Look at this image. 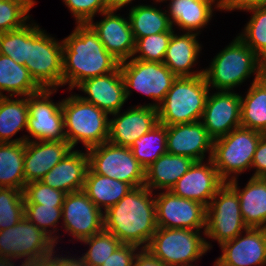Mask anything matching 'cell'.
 Masks as SVG:
<instances>
[{
    "label": "cell",
    "instance_id": "4dcf8cb0",
    "mask_svg": "<svg viewBox=\"0 0 266 266\" xmlns=\"http://www.w3.org/2000/svg\"><path fill=\"white\" fill-rule=\"evenodd\" d=\"M41 89L23 64L0 54V97L6 96L4 91L14 98L28 97Z\"/></svg>",
    "mask_w": 266,
    "mask_h": 266
},
{
    "label": "cell",
    "instance_id": "f1b7e54d",
    "mask_svg": "<svg viewBox=\"0 0 266 266\" xmlns=\"http://www.w3.org/2000/svg\"><path fill=\"white\" fill-rule=\"evenodd\" d=\"M131 189L133 187L130 184L96 174L89 167L82 191L101 211L105 212L118 203Z\"/></svg>",
    "mask_w": 266,
    "mask_h": 266
},
{
    "label": "cell",
    "instance_id": "f6af8a7d",
    "mask_svg": "<svg viewBox=\"0 0 266 266\" xmlns=\"http://www.w3.org/2000/svg\"><path fill=\"white\" fill-rule=\"evenodd\" d=\"M138 246L121 244L101 266H132Z\"/></svg>",
    "mask_w": 266,
    "mask_h": 266
},
{
    "label": "cell",
    "instance_id": "d4e9b609",
    "mask_svg": "<svg viewBox=\"0 0 266 266\" xmlns=\"http://www.w3.org/2000/svg\"><path fill=\"white\" fill-rule=\"evenodd\" d=\"M239 196L243 221L248 228H266V178L252 177L243 189L238 180L227 182Z\"/></svg>",
    "mask_w": 266,
    "mask_h": 266
},
{
    "label": "cell",
    "instance_id": "ee69618b",
    "mask_svg": "<svg viewBox=\"0 0 266 266\" xmlns=\"http://www.w3.org/2000/svg\"><path fill=\"white\" fill-rule=\"evenodd\" d=\"M76 19V24H87L95 17L110 9L108 0H63Z\"/></svg>",
    "mask_w": 266,
    "mask_h": 266
},
{
    "label": "cell",
    "instance_id": "5bb4252c",
    "mask_svg": "<svg viewBox=\"0 0 266 266\" xmlns=\"http://www.w3.org/2000/svg\"><path fill=\"white\" fill-rule=\"evenodd\" d=\"M156 221L161 228L201 230L206 228V206L195 200L163 191L155 195Z\"/></svg>",
    "mask_w": 266,
    "mask_h": 266
},
{
    "label": "cell",
    "instance_id": "ac0fdd59",
    "mask_svg": "<svg viewBox=\"0 0 266 266\" xmlns=\"http://www.w3.org/2000/svg\"><path fill=\"white\" fill-rule=\"evenodd\" d=\"M112 114L109 119L108 142L123 147H130L142 135L148 133L158 123V110L150 105H137L124 113Z\"/></svg>",
    "mask_w": 266,
    "mask_h": 266
},
{
    "label": "cell",
    "instance_id": "ba28073f",
    "mask_svg": "<svg viewBox=\"0 0 266 266\" xmlns=\"http://www.w3.org/2000/svg\"><path fill=\"white\" fill-rule=\"evenodd\" d=\"M200 232L158 227L146 249L168 266H195L192 263L212 247L210 242L200 236Z\"/></svg>",
    "mask_w": 266,
    "mask_h": 266
},
{
    "label": "cell",
    "instance_id": "e0dca14e",
    "mask_svg": "<svg viewBox=\"0 0 266 266\" xmlns=\"http://www.w3.org/2000/svg\"><path fill=\"white\" fill-rule=\"evenodd\" d=\"M244 234L220 245L222 255L214 266L266 265V228H247Z\"/></svg>",
    "mask_w": 266,
    "mask_h": 266
},
{
    "label": "cell",
    "instance_id": "9a60e30c",
    "mask_svg": "<svg viewBox=\"0 0 266 266\" xmlns=\"http://www.w3.org/2000/svg\"><path fill=\"white\" fill-rule=\"evenodd\" d=\"M62 219L65 232H69L76 241H82L104 229V212L82 190L65 195Z\"/></svg>",
    "mask_w": 266,
    "mask_h": 266
},
{
    "label": "cell",
    "instance_id": "f5cc1de1",
    "mask_svg": "<svg viewBox=\"0 0 266 266\" xmlns=\"http://www.w3.org/2000/svg\"><path fill=\"white\" fill-rule=\"evenodd\" d=\"M133 0H108L110 8L121 9L123 6L132 3Z\"/></svg>",
    "mask_w": 266,
    "mask_h": 266
},
{
    "label": "cell",
    "instance_id": "8992f818",
    "mask_svg": "<svg viewBox=\"0 0 266 266\" xmlns=\"http://www.w3.org/2000/svg\"><path fill=\"white\" fill-rule=\"evenodd\" d=\"M263 60L238 36L219 52L204 70L207 84L218 91H233L252 74Z\"/></svg>",
    "mask_w": 266,
    "mask_h": 266
},
{
    "label": "cell",
    "instance_id": "c3c4849f",
    "mask_svg": "<svg viewBox=\"0 0 266 266\" xmlns=\"http://www.w3.org/2000/svg\"><path fill=\"white\" fill-rule=\"evenodd\" d=\"M132 266H168L157 259L148 249L139 248Z\"/></svg>",
    "mask_w": 266,
    "mask_h": 266
},
{
    "label": "cell",
    "instance_id": "4316f807",
    "mask_svg": "<svg viewBox=\"0 0 266 266\" xmlns=\"http://www.w3.org/2000/svg\"><path fill=\"white\" fill-rule=\"evenodd\" d=\"M165 2L168 0H164ZM168 17L172 26H178L182 31L199 34V29L210 22L217 0H169ZM216 1V2H215ZM214 3V4H213Z\"/></svg>",
    "mask_w": 266,
    "mask_h": 266
},
{
    "label": "cell",
    "instance_id": "cb8c5ba5",
    "mask_svg": "<svg viewBox=\"0 0 266 266\" xmlns=\"http://www.w3.org/2000/svg\"><path fill=\"white\" fill-rule=\"evenodd\" d=\"M88 168V153L72 149L40 181L66 194L81 191Z\"/></svg>",
    "mask_w": 266,
    "mask_h": 266
},
{
    "label": "cell",
    "instance_id": "30bf717a",
    "mask_svg": "<svg viewBox=\"0 0 266 266\" xmlns=\"http://www.w3.org/2000/svg\"><path fill=\"white\" fill-rule=\"evenodd\" d=\"M119 67L125 84L126 99L130 97L134 89L157 102L146 104L156 108L164 100L177 78L163 62L131 58L121 62Z\"/></svg>",
    "mask_w": 266,
    "mask_h": 266
},
{
    "label": "cell",
    "instance_id": "d6986e66",
    "mask_svg": "<svg viewBox=\"0 0 266 266\" xmlns=\"http://www.w3.org/2000/svg\"><path fill=\"white\" fill-rule=\"evenodd\" d=\"M117 10L110 8L100 14L104 16L103 20L95 23L91 20L88 24L98 34L105 49L121 63L132 58L135 38L128 17L116 15Z\"/></svg>",
    "mask_w": 266,
    "mask_h": 266
},
{
    "label": "cell",
    "instance_id": "2e32d148",
    "mask_svg": "<svg viewBox=\"0 0 266 266\" xmlns=\"http://www.w3.org/2000/svg\"><path fill=\"white\" fill-rule=\"evenodd\" d=\"M201 120L213 140L226 136L241 126V95L233 91L209 93Z\"/></svg>",
    "mask_w": 266,
    "mask_h": 266
},
{
    "label": "cell",
    "instance_id": "9c48e42d",
    "mask_svg": "<svg viewBox=\"0 0 266 266\" xmlns=\"http://www.w3.org/2000/svg\"><path fill=\"white\" fill-rule=\"evenodd\" d=\"M55 247L49 235L23 217L13 227L0 230V266L14 259H46Z\"/></svg>",
    "mask_w": 266,
    "mask_h": 266
},
{
    "label": "cell",
    "instance_id": "7a4b0ae2",
    "mask_svg": "<svg viewBox=\"0 0 266 266\" xmlns=\"http://www.w3.org/2000/svg\"><path fill=\"white\" fill-rule=\"evenodd\" d=\"M63 42V86L69 90L82 81L115 71L120 62L100 41L98 34L87 24H77Z\"/></svg>",
    "mask_w": 266,
    "mask_h": 266
},
{
    "label": "cell",
    "instance_id": "3957f363",
    "mask_svg": "<svg viewBox=\"0 0 266 266\" xmlns=\"http://www.w3.org/2000/svg\"><path fill=\"white\" fill-rule=\"evenodd\" d=\"M209 91L204 74L177 77L157 107L159 123L172 126L201 121Z\"/></svg>",
    "mask_w": 266,
    "mask_h": 266
},
{
    "label": "cell",
    "instance_id": "816d5d0a",
    "mask_svg": "<svg viewBox=\"0 0 266 266\" xmlns=\"http://www.w3.org/2000/svg\"><path fill=\"white\" fill-rule=\"evenodd\" d=\"M49 264H50V257L46 259L24 260L21 263V266H48ZM4 266H16V265H14V262H10Z\"/></svg>",
    "mask_w": 266,
    "mask_h": 266
},
{
    "label": "cell",
    "instance_id": "db71d44e",
    "mask_svg": "<svg viewBox=\"0 0 266 266\" xmlns=\"http://www.w3.org/2000/svg\"><path fill=\"white\" fill-rule=\"evenodd\" d=\"M154 1H156V2H159V3H160V2H163L164 0H154Z\"/></svg>",
    "mask_w": 266,
    "mask_h": 266
},
{
    "label": "cell",
    "instance_id": "7bdbcfd3",
    "mask_svg": "<svg viewBox=\"0 0 266 266\" xmlns=\"http://www.w3.org/2000/svg\"><path fill=\"white\" fill-rule=\"evenodd\" d=\"M0 54L25 65L27 59V24L23 28L0 33Z\"/></svg>",
    "mask_w": 266,
    "mask_h": 266
},
{
    "label": "cell",
    "instance_id": "d6a6232c",
    "mask_svg": "<svg viewBox=\"0 0 266 266\" xmlns=\"http://www.w3.org/2000/svg\"><path fill=\"white\" fill-rule=\"evenodd\" d=\"M24 142H0V188L24 190Z\"/></svg>",
    "mask_w": 266,
    "mask_h": 266
},
{
    "label": "cell",
    "instance_id": "d590c367",
    "mask_svg": "<svg viewBox=\"0 0 266 266\" xmlns=\"http://www.w3.org/2000/svg\"><path fill=\"white\" fill-rule=\"evenodd\" d=\"M247 12H252V17L238 37L263 61H266V6L253 8Z\"/></svg>",
    "mask_w": 266,
    "mask_h": 266
},
{
    "label": "cell",
    "instance_id": "7dc6e473",
    "mask_svg": "<svg viewBox=\"0 0 266 266\" xmlns=\"http://www.w3.org/2000/svg\"><path fill=\"white\" fill-rule=\"evenodd\" d=\"M251 168L256 169L252 177L266 178V134L260 138L254 153Z\"/></svg>",
    "mask_w": 266,
    "mask_h": 266
},
{
    "label": "cell",
    "instance_id": "1f68e13d",
    "mask_svg": "<svg viewBox=\"0 0 266 266\" xmlns=\"http://www.w3.org/2000/svg\"><path fill=\"white\" fill-rule=\"evenodd\" d=\"M151 5H135L129 10V22L135 41L138 38L166 31H175L166 10Z\"/></svg>",
    "mask_w": 266,
    "mask_h": 266
},
{
    "label": "cell",
    "instance_id": "60d3db41",
    "mask_svg": "<svg viewBox=\"0 0 266 266\" xmlns=\"http://www.w3.org/2000/svg\"><path fill=\"white\" fill-rule=\"evenodd\" d=\"M24 217L47 235H49L57 244L59 236H55V231H58L57 223L62 217V207L40 205V204H24ZM53 227V230L48 228Z\"/></svg>",
    "mask_w": 266,
    "mask_h": 266
},
{
    "label": "cell",
    "instance_id": "83f0119b",
    "mask_svg": "<svg viewBox=\"0 0 266 266\" xmlns=\"http://www.w3.org/2000/svg\"><path fill=\"white\" fill-rule=\"evenodd\" d=\"M195 161L187 156L165 153L145 169V186L170 191Z\"/></svg>",
    "mask_w": 266,
    "mask_h": 266
},
{
    "label": "cell",
    "instance_id": "b9f144b4",
    "mask_svg": "<svg viewBox=\"0 0 266 266\" xmlns=\"http://www.w3.org/2000/svg\"><path fill=\"white\" fill-rule=\"evenodd\" d=\"M24 204H40L62 207L66 193L45 185L41 181H32L25 184Z\"/></svg>",
    "mask_w": 266,
    "mask_h": 266
},
{
    "label": "cell",
    "instance_id": "8d00e7d4",
    "mask_svg": "<svg viewBox=\"0 0 266 266\" xmlns=\"http://www.w3.org/2000/svg\"><path fill=\"white\" fill-rule=\"evenodd\" d=\"M35 0H0V33L23 28Z\"/></svg>",
    "mask_w": 266,
    "mask_h": 266
},
{
    "label": "cell",
    "instance_id": "4fadbf2b",
    "mask_svg": "<svg viewBox=\"0 0 266 266\" xmlns=\"http://www.w3.org/2000/svg\"><path fill=\"white\" fill-rule=\"evenodd\" d=\"M56 89H44L28 96L27 131L35 141L66 140L62 101L54 103L50 96Z\"/></svg>",
    "mask_w": 266,
    "mask_h": 266
},
{
    "label": "cell",
    "instance_id": "8fae6325",
    "mask_svg": "<svg viewBox=\"0 0 266 266\" xmlns=\"http://www.w3.org/2000/svg\"><path fill=\"white\" fill-rule=\"evenodd\" d=\"M245 225L237 192L225 182L206 207V228L203 235L219 244L244 233Z\"/></svg>",
    "mask_w": 266,
    "mask_h": 266
},
{
    "label": "cell",
    "instance_id": "5b68a950",
    "mask_svg": "<svg viewBox=\"0 0 266 266\" xmlns=\"http://www.w3.org/2000/svg\"><path fill=\"white\" fill-rule=\"evenodd\" d=\"M44 89L63 86V42L34 23H27V59L24 65Z\"/></svg>",
    "mask_w": 266,
    "mask_h": 266
},
{
    "label": "cell",
    "instance_id": "6da1fadb",
    "mask_svg": "<svg viewBox=\"0 0 266 266\" xmlns=\"http://www.w3.org/2000/svg\"><path fill=\"white\" fill-rule=\"evenodd\" d=\"M152 192L145 185L131 189L104 212V229L123 244L146 248L158 228Z\"/></svg>",
    "mask_w": 266,
    "mask_h": 266
},
{
    "label": "cell",
    "instance_id": "bcb514c9",
    "mask_svg": "<svg viewBox=\"0 0 266 266\" xmlns=\"http://www.w3.org/2000/svg\"><path fill=\"white\" fill-rule=\"evenodd\" d=\"M266 6V0H217V7L221 10H243Z\"/></svg>",
    "mask_w": 266,
    "mask_h": 266
},
{
    "label": "cell",
    "instance_id": "44dd1931",
    "mask_svg": "<svg viewBox=\"0 0 266 266\" xmlns=\"http://www.w3.org/2000/svg\"><path fill=\"white\" fill-rule=\"evenodd\" d=\"M167 153L187 156L194 161H204L205 152L209 159L213 153V139L201 121L167 126Z\"/></svg>",
    "mask_w": 266,
    "mask_h": 266
},
{
    "label": "cell",
    "instance_id": "484cf974",
    "mask_svg": "<svg viewBox=\"0 0 266 266\" xmlns=\"http://www.w3.org/2000/svg\"><path fill=\"white\" fill-rule=\"evenodd\" d=\"M173 32L163 63L177 77L198 76L204 74V69L192 72V67L197 63L202 50L196 33L177 35ZM191 70V71H190Z\"/></svg>",
    "mask_w": 266,
    "mask_h": 266
},
{
    "label": "cell",
    "instance_id": "7402d4cb",
    "mask_svg": "<svg viewBox=\"0 0 266 266\" xmlns=\"http://www.w3.org/2000/svg\"><path fill=\"white\" fill-rule=\"evenodd\" d=\"M77 88L87 96L83 100L104 110L108 115L121 111L127 101L125 84L118 67L115 71L82 81Z\"/></svg>",
    "mask_w": 266,
    "mask_h": 266
},
{
    "label": "cell",
    "instance_id": "f546056e",
    "mask_svg": "<svg viewBox=\"0 0 266 266\" xmlns=\"http://www.w3.org/2000/svg\"><path fill=\"white\" fill-rule=\"evenodd\" d=\"M28 97L11 99L0 97V142L22 143L31 140L28 135L12 139L20 130L27 129ZM12 139V140H11Z\"/></svg>",
    "mask_w": 266,
    "mask_h": 266
},
{
    "label": "cell",
    "instance_id": "f907efd6",
    "mask_svg": "<svg viewBox=\"0 0 266 266\" xmlns=\"http://www.w3.org/2000/svg\"><path fill=\"white\" fill-rule=\"evenodd\" d=\"M256 83L266 91V61H263L258 68Z\"/></svg>",
    "mask_w": 266,
    "mask_h": 266
},
{
    "label": "cell",
    "instance_id": "277c9868",
    "mask_svg": "<svg viewBox=\"0 0 266 266\" xmlns=\"http://www.w3.org/2000/svg\"><path fill=\"white\" fill-rule=\"evenodd\" d=\"M61 108L65 137L73 149L78 142L87 151L108 141L109 118L104 110L83 100L79 94L63 99Z\"/></svg>",
    "mask_w": 266,
    "mask_h": 266
},
{
    "label": "cell",
    "instance_id": "f35d334b",
    "mask_svg": "<svg viewBox=\"0 0 266 266\" xmlns=\"http://www.w3.org/2000/svg\"><path fill=\"white\" fill-rule=\"evenodd\" d=\"M173 32L166 31L138 38L135 41L132 58L141 61L163 62Z\"/></svg>",
    "mask_w": 266,
    "mask_h": 266
},
{
    "label": "cell",
    "instance_id": "603a6c76",
    "mask_svg": "<svg viewBox=\"0 0 266 266\" xmlns=\"http://www.w3.org/2000/svg\"><path fill=\"white\" fill-rule=\"evenodd\" d=\"M72 149L67 140L24 142L25 184L40 181Z\"/></svg>",
    "mask_w": 266,
    "mask_h": 266
},
{
    "label": "cell",
    "instance_id": "74e56055",
    "mask_svg": "<svg viewBox=\"0 0 266 266\" xmlns=\"http://www.w3.org/2000/svg\"><path fill=\"white\" fill-rule=\"evenodd\" d=\"M81 242L90 246L87 252L82 254L84 261L89 266H101L122 244L112 233L105 229L89 238L83 239Z\"/></svg>",
    "mask_w": 266,
    "mask_h": 266
},
{
    "label": "cell",
    "instance_id": "ffe728a7",
    "mask_svg": "<svg viewBox=\"0 0 266 266\" xmlns=\"http://www.w3.org/2000/svg\"><path fill=\"white\" fill-rule=\"evenodd\" d=\"M225 182L220 178L213 160L195 161L170 191L182 198L195 200L206 207Z\"/></svg>",
    "mask_w": 266,
    "mask_h": 266
},
{
    "label": "cell",
    "instance_id": "52a82bcc",
    "mask_svg": "<svg viewBox=\"0 0 266 266\" xmlns=\"http://www.w3.org/2000/svg\"><path fill=\"white\" fill-rule=\"evenodd\" d=\"M263 135L240 126L226 136L213 140L211 159L224 182L238 179V175L251 168L254 153Z\"/></svg>",
    "mask_w": 266,
    "mask_h": 266
},
{
    "label": "cell",
    "instance_id": "e575fe53",
    "mask_svg": "<svg viewBox=\"0 0 266 266\" xmlns=\"http://www.w3.org/2000/svg\"><path fill=\"white\" fill-rule=\"evenodd\" d=\"M167 126L158 123L129 147L136 160L146 169L167 153Z\"/></svg>",
    "mask_w": 266,
    "mask_h": 266
},
{
    "label": "cell",
    "instance_id": "7c38bea8",
    "mask_svg": "<svg viewBox=\"0 0 266 266\" xmlns=\"http://www.w3.org/2000/svg\"><path fill=\"white\" fill-rule=\"evenodd\" d=\"M89 167L96 173L130 184H145V168L136 160L129 147L104 142L87 150Z\"/></svg>",
    "mask_w": 266,
    "mask_h": 266
},
{
    "label": "cell",
    "instance_id": "836d02e7",
    "mask_svg": "<svg viewBox=\"0 0 266 266\" xmlns=\"http://www.w3.org/2000/svg\"><path fill=\"white\" fill-rule=\"evenodd\" d=\"M245 97L241 96V126L266 134V91L256 75Z\"/></svg>",
    "mask_w": 266,
    "mask_h": 266
},
{
    "label": "cell",
    "instance_id": "ab89813d",
    "mask_svg": "<svg viewBox=\"0 0 266 266\" xmlns=\"http://www.w3.org/2000/svg\"><path fill=\"white\" fill-rule=\"evenodd\" d=\"M24 217L23 190L0 188V230L13 227Z\"/></svg>",
    "mask_w": 266,
    "mask_h": 266
},
{
    "label": "cell",
    "instance_id": "681fc988",
    "mask_svg": "<svg viewBox=\"0 0 266 266\" xmlns=\"http://www.w3.org/2000/svg\"><path fill=\"white\" fill-rule=\"evenodd\" d=\"M54 253L56 251H53L50 256V263L53 266H89L83 259V257L75 258V257H63L62 255L59 257L56 256Z\"/></svg>",
    "mask_w": 266,
    "mask_h": 266
}]
</instances>
